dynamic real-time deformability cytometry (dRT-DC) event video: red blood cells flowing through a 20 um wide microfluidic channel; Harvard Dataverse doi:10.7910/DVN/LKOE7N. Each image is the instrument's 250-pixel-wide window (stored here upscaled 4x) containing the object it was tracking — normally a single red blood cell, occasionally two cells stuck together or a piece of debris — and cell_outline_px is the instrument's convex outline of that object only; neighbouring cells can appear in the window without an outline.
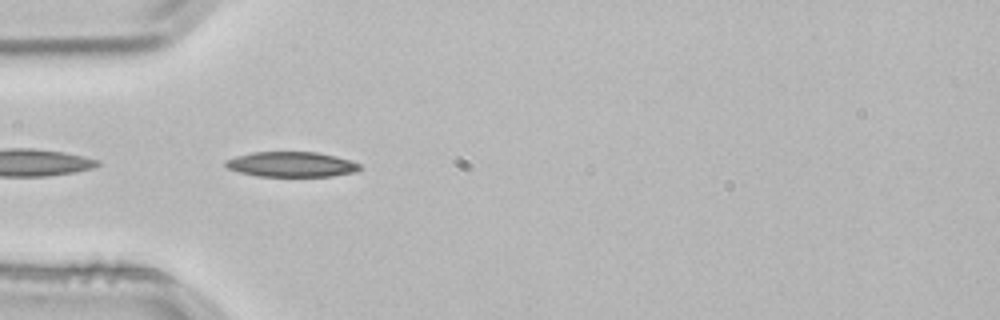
{"species": "common noctule bat (a hibernating species)", "species_latin": "Nyctalus noctula", "temperature_condition": "room temperature", "stored_images_in_passage": 3, "camera_frame_rate_fps": 3000, "um_per_image_px": 0.085, "animal": {"sex": "male", "body_mass_g": 21.5, "forearm_length_mm": 52.0}, "frame": {"image": 1, "passage_image": 3, "time_ms": 0.667, "image_size_px": [1000, 320], "cell_outline_px": [[360, 168], [356, 172], [332, 176], [256, 176], [240, 172], [228, 168], [224, 164], [224, 160], [236, 156], [252, 152], [316, 152], [336, 156], [360, 164]], "centroid_in_image_um": [24.74, 13.97], "position_along_channel_um": 60.3, "area_um2": 19.59}}